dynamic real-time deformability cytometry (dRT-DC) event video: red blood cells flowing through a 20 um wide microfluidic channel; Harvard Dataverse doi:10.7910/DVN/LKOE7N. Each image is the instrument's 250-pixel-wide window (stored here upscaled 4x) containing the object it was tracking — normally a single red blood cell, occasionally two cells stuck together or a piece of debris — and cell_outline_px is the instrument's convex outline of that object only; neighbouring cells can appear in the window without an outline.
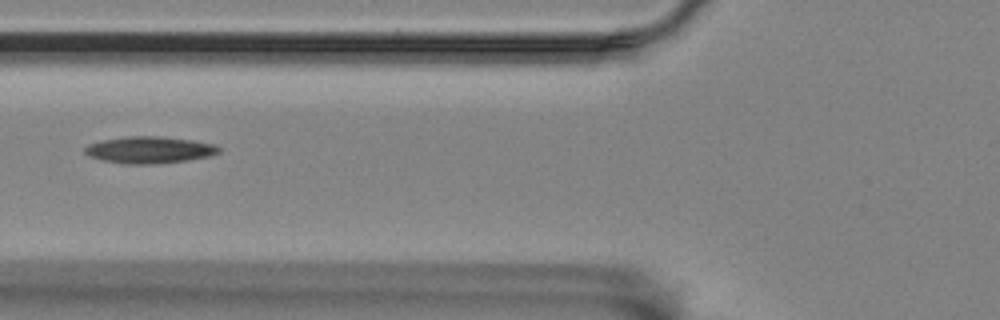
{"species": "Egyptian fruit bat (a non-hibernating species)", "species_latin": "Rousettus aegyptiacus", "temperature_condition": "room temperature", "stored_images_in_passage": 6, "camera_frame_rate_fps": 3000, "um_per_image_px": 0.085, "animal": {"sex": "female"}, "frame": {"image": 1, "passage_image": 2, "time_ms": 1.0, "image_size_px": [1000, 320], "cell_outline_px": [[220, 152], [208, 156], [188, 160], [152, 164], [124, 164], [104, 160], [92, 156], [84, 152], [84, 148], [88, 144], [104, 140], [128, 136], [156, 136], [192, 140], [216, 144], [220, 148]], "centroid_in_image_um": [12.73, 12.74], "position_along_channel_um": 113.1, "area_um2": 20.69}}
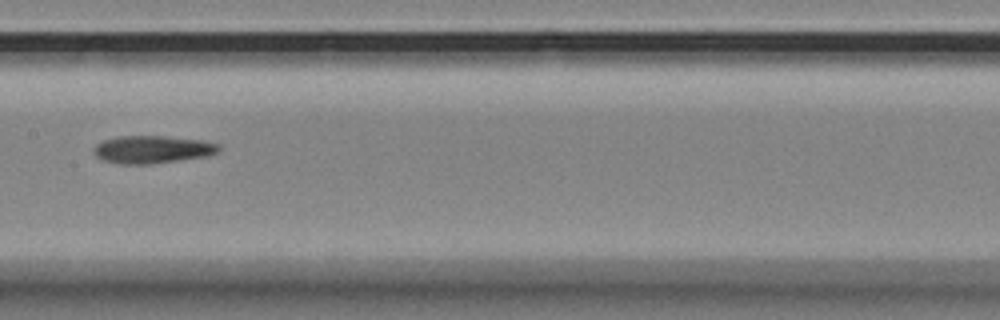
{"frame": {"image": 2, "passage_image": 4, "time_ms": 3.333, "image_size_px": [1000, 320], "cell_outline_px": [[220, 148], [216, 152], [208, 156], [148, 164], [120, 164], [104, 160], [96, 156], [92, 152], [92, 148], [96, 144], [104, 140], [116, 136], [164, 136], [200, 140], [220, 144]], "centroid_in_image_um": [12.91, 12.7], "position_along_channel_um": 194.5, "area_um2": 20.11}}
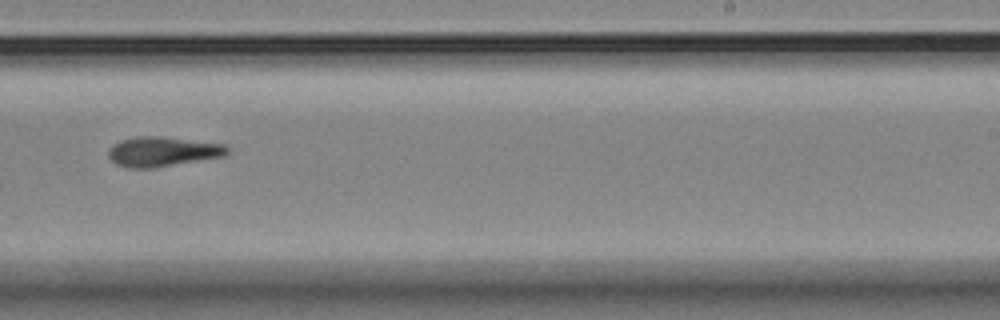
{"frame": {"image": 3, "passage_image": 6, "time_ms": 5.667, "image_size_px": [1000, 320], "cell_outline_px": [[228, 152], [224, 156], [152, 168], [128, 168], [116, 164], [108, 156], [108, 148], [112, 144], [120, 140], [136, 136], [160, 136], [228, 144]], "centroid_in_image_um": [13.8, 12.87], "position_along_channel_um": 275.2, "area_um2": 20.75}}